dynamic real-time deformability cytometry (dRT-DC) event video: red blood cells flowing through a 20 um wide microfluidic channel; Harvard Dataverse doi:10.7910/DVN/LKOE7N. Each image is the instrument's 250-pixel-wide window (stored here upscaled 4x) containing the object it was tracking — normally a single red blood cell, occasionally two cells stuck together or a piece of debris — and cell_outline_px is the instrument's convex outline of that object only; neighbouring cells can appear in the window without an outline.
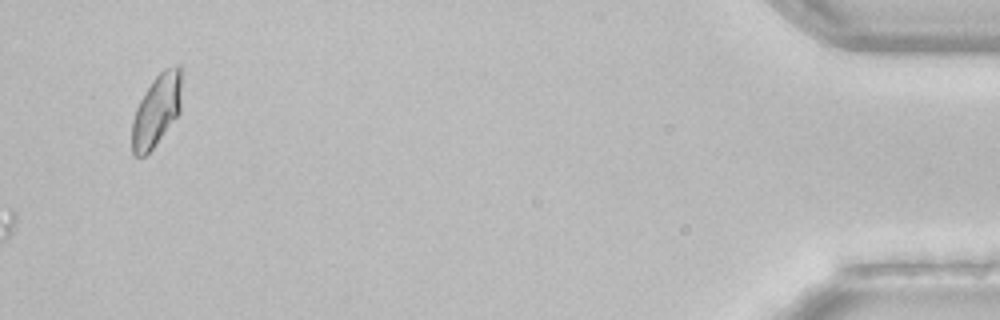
{"species": "common noctule bat (a hibernating species)", "species_latin": "Nyctalus noctula", "temperature_condition": "room temperature", "stored_images_in_passage": 50, "camera_frame_rate_fps": 3000, "um_per_image_px": 0.085, "animal": {"sex": "female", "body_mass_g": 22.7, "forearm_length_mm": 54.2}, "frame": {"image": 1, "passage_image": 50, "time_ms": 16.333, "image_size_px": [1000, 320], "cell_outline_px": [[180, 112], [152, 148], [144, 156], [136, 156], [132, 152], [132, 120], [136, 108], [140, 100], [152, 80], [164, 68], [176, 64], [180, 64]], "centroid_in_image_um": [13.29, 9.35], "position_along_channel_um": 421.9, "area_um2": 20.46}}